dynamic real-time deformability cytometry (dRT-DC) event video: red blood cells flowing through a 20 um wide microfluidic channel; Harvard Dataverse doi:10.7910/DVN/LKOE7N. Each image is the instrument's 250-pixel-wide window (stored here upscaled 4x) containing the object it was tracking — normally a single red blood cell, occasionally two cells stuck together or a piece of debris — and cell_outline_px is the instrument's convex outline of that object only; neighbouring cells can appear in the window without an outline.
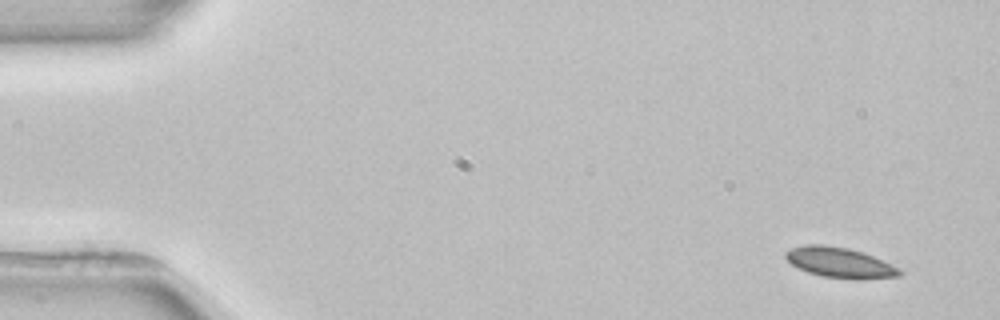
{"species": "common noctule bat (a hibernating species)", "species_latin": "Nyctalus noctula", "temperature_condition": "room temperature", "stored_images_in_passage": 4, "segment_of_instrument_passage": [2, 2], "camera_frame_rate_fps": 3000, "um_per_image_px": 0.085, "animal": {"sex": "female", "body_mass_g": 22.7, "forearm_length_mm": 54.2}, "frame": {"image": 1, "passage_image": 4, "time_ms": 5.667, "image_size_px": [1000, 320], "cell_outline_px": [[904, 272], [900, 276], [864, 280], [856, 280], [824, 276], [808, 272], [792, 264], [784, 256], [784, 252], [792, 248], [804, 244], [824, 244], [848, 248], [864, 252], [892, 264], [900, 268]], "centroid_in_image_um": [71.44, 22.32], "position_along_channel_um": 13.6, "area_um2": 20.4}}